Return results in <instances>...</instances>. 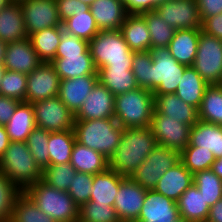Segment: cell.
<instances>
[{
	"mask_svg": "<svg viewBox=\"0 0 222 222\" xmlns=\"http://www.w3.org/2000/svg\"><path fill=\"white\" fill-rule=\"evenodd\" d=\"M157 145L150 127L124 128L121 141L109 159V168L131 177Z\"/></svg>",
	"mask_w": 222,
	"mask_h": 222,
	"instance_id": "obj_1",
	"label": "cell"
},
{
	"mask_svg": "<svg viewBox=\"0 0 222 222\" xmlns=\"http://www.w3.org/2000/svg\"><path fill=\"white\" fill-rule=\"evenodd\" d=\"M76 141L100 152L108 160L119 145L124 128L115 118L75 121Z\"/></svg>",
	"mask_w": 222,
	"mask_h": 222,
	"instance_id": "obj_2",
	"label": "cell"
},
{
	"mask_svg": "<svg viewBox=\"0 0 222 222\" xmlns=\"http://www.w3.org/2000/svg\"><path fill=\"white\" fill-rule=\"evenodd\" d=\"M154 109V95L146 88L115 96L114 118L123 128L149 127Z\"/></svg>",
	"mask_w": 222,
	"mask_h": 222,
	"instance_id": "obj_3",
	"label": "cell"
},
{
	"mask_svg": "<svg viewBox=\"0 0 222 222\" xmlns=\"http://www.w3.org/2000/svg\"><path fill=\"white\" fill-rule=\"evenodd\" d=\"M0 171L22 191L42 180V169L31 155L26 142H10L0 158Z\"/></svg>",
	"mask_w": 222,
	"mask_h": 222,
	"instance_id": "obj_4",
	"label": "cell"
},
{
	"mask_svg": "<svg viewBox=\"0 0 222 222\" xmlns=\"http://www.w3.org/2000/svg\"><path fill=\"white\" fill-rule=\"evenodd\" d=\"M24 192L55 222H78L79 207L68 192L51 187L42 180L30 185Z\"/></svg>",
	"mask_w": 222,
	"mask_h": 222,
	"instance_id": "obj_5",
	"label": "cell"
},
{
	"mask_svg": "<svg viewBox=\"0 0 222 222\" xmlns=\"http://www.w3.org/2000/svg\"><path fill=\"white\" fill-rule=\"evenodd\" d=\"M89 51L97 71L102 67L132 68L134 52L120 30L100 31L89 41Z\"/></svg>",
	"mask_w": 222,
	"mask_h": 222,
	"instance_id": "obj_6",
	"label": "cell"
},
{
	"mask_svg": "<svg viewBox=\"0 0 222 222\" xmlns=\"http://www.w3.org/2000/svg\"><path fill=\"white\" fill-rule=\"evenodd\" d=\"M151 52V92L153 95L175 93L187 66L178 63L168 47H157Z\"/></svg>",
	"mask_w": 222,
	"mask_h": 222,
	"instance_id": "obj_7",
	"label": "cell"
},
{
	"mask_svg": "<svg viewBox=\"0 0 222 222\" xmlns=\"http://www.w3.org/2000/svg\"><path fill=\"white\" fill-rule=\"evenodd\" d=\"M180 162V152L157 145L145 161L131 175V179L146 190H153L158 180Z\"/></svg>",
	"mask_w": 222,
	"mask_h": 222,
	"instance_id": "obj_8",
	"label": "cell"
},
{
	"mask_svg": "<svg viewBox=\"0 0 222 222\" xmlns=\"http://www.w3.org/2000/svg\"><path fill=\"white\" fill-rule=\"evenodd\" d=\"M192 67L208 85L222 84V40L201 31Z\"/></svg>",
	"mask_w": 222,
	"mask_h": 222,
	"instance_id": "obj_9",
	"label": "cell"
},
{
	"mask_svg": "<svg viewBox=\"0 0 222 222\" xmlns=\"http://www.w3.org/2000/svg\"><path fill=\"white\" fill-rule=\"evenodd\" d=\"M32 105L38 128L49 132L73 130L75 115L58 96L33 102Z\"/></svg>",
	"mask_w": 222,
	"mask_h": 222,
	"instance_id": "obj_10",
	"label": "cell"
},
{
	"mask_svg": "<svg viewBox=\"0 0 222 222\" xmlns=\"http://www.w3.org/2000/svg\"><path fill=\"white\" fill-rule=\"evenodd\" d=\"M149 127L158 145L181 153L189 144L192 126L178 123L167 115L159 114L155 109Z\"/></svg>",
	"mask_w": 222,
	"mask_h": 222,
	"instance_id": "obj_11",
	"label": "cell"
},
{
	"mask_svg": "<svg viewBox=\"0 0 222 222\" xmlns=\"http://www.w3.org/2000/svg\"><path fill=\"white\" fill-rule=\"evenodd\" d=\"M155 11L175 29H202L197 0H167L158 4Z\"/></svg>",
	"mask_w": 222,
	"mask_h": 222,
	"instance_id": "obj_12",
	"label": "cell"
},
{
	"mask_svg": "<svg viewBox=\"0 0 222 222\" xmlns=\"http://www.w3.org/2000/svg\"><path fill=\"white\" fill-rule=\"evenodd\" d=\"M19 2L28 37L43 29L62 25L56 0H21Z\"/></svg>",
	"mask_w": 222,
	"mask_h": 222,
	"instance_id": "obj_13",
	"label": "cell"
},
{
	"mask_svg": "<svg viewBox=\"0 0 222 222\" xmlns=\"http://www.w3.org/2000/svg\"><path fill=\"white\" fill-rule=\"evenodd\" d=\"M60 77L51 63L42 62L30 74H27L26 102L33 103L57 97Z\"/></svg>",
	"mask_w": 222,
	"mask_h": 222,
	"instance_id": "obj_14",
	"label": "cell"
},
{
	"mask_svg": "<svg viewBox=\"0 0 222 222\" xmlns=\"http://www.w3.org/2000/svg\"><path fill=\"white\" fill-rule=\"evenodd\" d=\"M146 189L135 183L130 177H124L114 205L120 222H136L144 204Z\"/></svg>",
	"mask_w": 222,
	"mask_h": 222,
	"instance_id": "obj_15",
	"label": "cell"
},
{
	"mask_svg": "<svg viewBox=\"0 0 222 222\" xmlns=\"http://www.w3.org/2000/svg\"><path fill=\"white\" fill-rule=\"evenodd\" d=\"M115 96L99 81L75 114V121L114 118Z\"/></svg>",
	"mask_w": 222,
	"mask_h": 222,
	"instance_id": "obj_16",
	"label": "cell"
},
{
	"mask_svg": "<svg viewBox=\"0 0 222 222\" xmlns=\"http://www.w3.org/2000/svg\"><path fill=\"white\" fill-rule=\"evenodd\" d=\"M179 218L177 202L154 190H147L136 222H175Z\"/></svg>",
	"mask_w": 222,
	"mask_h": 222,
	"instance_id": "obj_17",
	"label": "cell"
},
{
	"mask_svg": "<svg viewBox=\"0 0 222 222\" xmlns=\"http://www.w3.org/2000/svg\"><path fill=\"white\" fill-rule=\"evenodd\" d=\"M97 82L98 72L95 75L63 79L60 81L58 97L75 115Z\"/></svg>",
	"mask_w": 222,
	"mask_h": 222,
	"instance_id": "obj_18",
	"label": "cell"
},
{
	"mask_svg": "<svg viewBox=\"0 0 222 222\" xmlns=\"http://www.w3.org/2000/svg\"><path fill=\"white\" fill-rule=\"evenodd\" d=\"M41 63L29 38L8 43L4 60L6 70L30 74Z\"/></svg>",
	"mask_w": 222,
	"mask_h": 222,
	"instance_id": "obj_19",
	"label": "cell"
},
{
	"mask_svg": "<svg viewBox=\"0 0 222 222\" xmlns=\"http://www.w3.org/2000/svg\"><path fill=\"white\" fill-rule=\"evenodd\" d=\"M90 11L100 31L119 30L128 15L122 0H95Z\"/></svg>",
	"mask_w": 222,
	"mask_h": 222,
	"instance_id": "obj_20",
	"label": "cell"
},
{
	"mask_svg": "<svg viewBox=\"0 0 222 222\" xmlns=\"http://www.w3.org/2000/svg\"><path fill=\"white\" fill-rule=\"evenodd\" d=\"M155 110L161 115H167L178 123L193 126L198 122V109L185 103L175 93L154 95Z\"/></svg>",
	"mask_w": 222,
	"mask_h": 222,
	"instance_id": "obj_21",
	"label": "cell"
},
{
	"mask_svg": "<svg viewBox=\"0 0 222 222\" xmlns=\"http://www.w3.org/2000/svg\"><path fill=\"white\" fill-rule=\"evenodd\" d=\"M194 183L193 174L180 161L158 180L155 192L177 202L180 196Z\"/></svg>",
	"mask_w": 222,
	"mask_h": 222,
	"instance_id": "obj_22",
	"label": "cell"
},
{
	"mask_svg": "<svg viewBox=\"0 0 222 222\" xmlns=\"http://www.w3.org/2000/svg\"><path fill=\"white\" fill-rule=\"evenodd\" d=\"M202 29H176L168 45L170 55L180 64L192 66Z\"/></svg>",
	"mask_w": 222,
	"mask_h": 222,
	"instance_id": "obj_23",
	"label": "cell"
},
{
	"mask_svg": "<svg viewBox=\"0 0 222 222\" xmlns=\"http://www.w3.org/2000/svg\"><path fill=\"white\" fill-rule=\"evenodd\" d=\"M28 38L20 2L11 1L0 9V40L6 43Z\"/></svg>",
	"mask_w": 222,
	"mask_h": 222,
	"instance_id": "obj_24",
	"label": "cell"
},
{
	"mask_svg": "<svg viewBox=\"0 0 222 222\" xmlns=\"http://www.w3.org/2000/svg\"><path fill=\"white\" fill-rule=\"evenodd\" d=\"M187 146L209 150L215 158L222 157V126L198 120L191 127Z\"/></svg>",
	"mask_w": 222,
	"mask_h": 222,
	"instance_id": "obj_25",
	"label": "cell"
},
{
	"mask_svg": "<svg viewBox=\"0 0 222 222\" xmlns=\"http://www.w3.org/2000/svg\"><path fill=\"white\" fill-rule=\"evenodd\" d=\"M119 30L131 51H151L150 34L142 15L128 14Z\"/></svg>",
	"mask_w": 222,
	"mask_h": 222,
	"instance_id": "obj_26",
	"label": "cell"
},
{
	"mask_svg": "<svg viewBox=\"0 0 222 222\" xmlns=\"http://www.w3.org/2000/svg\"><path fill=\"white\" fill-rule=\"evenodd\" d=\"M37 127L32 103L20 102L14 114L5 125L10 142H26Z\"/></svg>",
	"mask_w": 222,
	"mask_h": 222,
	"instance_id": "obj_27",
	"label": "cell"
},
{
	"mask_svg": "<svg viewBox=\"0 0 222 222\" xmlns=\"http://www.w3.org/2000/svg\"><path fill=\"white\" fill-rule=\"evenodd\" d=\"M51 64L54 66L60 80L97 73L89 48L81 55L73 54L65 55V58H55Z\"/></svg>",
	"mask_w": 222,
	"mask_h": 222,
	"instance_id": "obj_28",
	"label": "cell"
},
{
	"mask_svg": "<svg viewBox=\"0 0 222 222\" xmlns=\"http://www.w3.org/2000/svg\"><path fill=\"white\" fill-rule=\"evenodd\" d=\"M123 178L124 176L119 175L110 168L93 175L92 193L89 201L113 206Z\"/></svg>",
	"mask_w": 222,
	"mask_h": 222,
	"instance_id": "obj_29",
	"label": "cell"
},
{
	"mask_svg": "<svg viewBox=\"0 0 222 222\" xmlns=\"http://www.w3.org/2000/svg\"><path fill=\"white\" fill-rule=\"evenodd\" d=\"M97 72L98 81L114 96L139 88L132 68L102 67Z\"/></svg>",
	"mask_w": 222,
	"mask_h": 222,
	"instance_id": "obj_30",
	"label": "cell"
},
{
	"mask_svg": "<svg viewBox=\"0 0 222 222\" xmlns=\"http://www.w3.org/2000/svg\"><path fill=\"white\" fill-rule=\"evenodd\" d=\"M180 218L189 222L206 221L210 207L194 183L180 196L177 201Z\"/></svg>",
	"mask_w": 222,
	"mask_h": 222,
	"instance_id": "obj_31",
	"label": "cell"
},
{
	"mask_svg": "<svg viewBox=\"0 0 222 222\" xmlns=\"http://www.w3.org/2000/svg\"><path fill=\"white\" fill-rule=\"evenodd\" d=\"M70 164L77 172L93 175L109 168V160L100 152L83 146L77 141L74 143Z\"/></svg>",
	"mask_w": 222,
	"mask_h": 222,
	"instance_id": "obj_32",
	"label": "cell"
},
{
	"mask_svg": "<svg viewBox=\"0 0 222 222\" xmlns=\"http://www.w3.org/2000/svg\"><path fill=\"white\" fill-rule=\"evenodd\" d=\"M208 86L192 66H187L175 94L185 103L199 109Z\"/></svg>",
	"mask_w": 222,
	"mask_h": 222,
	"instance_id": "obj_33",
	"label": "cell"
},
{
	"mask_svg": "<svg viewBox=\"0 0 222 222\" xmlns=\"http://www.w3.org/2000/svg\"><path fill=\"white\" fill-rule=\"evenodd\" d=\"M63 32V25H60L43 29L28 37L42 62L51 63L55 59Z\"/></svg>",
	"mask_w": 222,
	"mask_h": 222,
	"instance_id": "obj_34",
	"label": "cell"
},
{
	"mask_svg": "<svg viewBox=\"0 0 222 222\" xmlns=\"http://www.w3.org/2000/svg\"><path fill=\"white\" fill-rule=\"evenodd\" d=\"M75 142L74 130L50 132L48 139L49 165L70 163Z\"/></svg>",
	"mask_w": 222,
	"mask_h": 222,
	"instance_id": "obj_35",
	"label": "cell"
},
{
	"mask_svg": "<svg viewBox=\"0 0 222 222\" xmlns=\"http://www.w3.org/2000/svg\"><path fill=\"white\" fill-rule=\"evenodd\" d=\"M198 119L222 126V84L206 88L198 109Z\"/></svg>",
	"mask_w": 222,
	"mask_h": 222,
	"instance_id": "obj_36",
	"label": "cell"
},
{
	"mask_svg": "<svg viewBox=\"0 0 222 222\" xmlns=\"http://www.w3.org/2000/svg\"><path fill=\"white\" fill-rule=\"evenodd\" d=\"M141 15L145 18L149 30L151 49L168 47L176 29L168 25L155 10L145 12Z\"/></svg>",
	"mask_w": 222,
	"mask_h": 222,
	"instance_id": "obj_37",
	"label": "cell"
},
{
	"mask_svg": "<svg viewBox=\"0 0 222 222\" xmlns=\"http://www.w3.org/2000/svg\"><path fill=\"white\" fill-rule=\"evenodd\" d=\"M62 25L66 33L88 42L100 32L90 9L87 12H79L69 17Z\"/></svg>",
	"mask_w": 222,
	"mask_h": 222,
	"instance_id": "obj_38",
	"label": "cell"
},
{
	"mask_svg": "<svg viewBox=\"0 0 222 222\" xmlns=\"http://www.w3.org/2000/svg\"><path fill=\"white\" fill-rule=\"evenodd\" d=\"M10 222H55L23 191L16 199Z\"/></svg>",
	"mask_w": 222,
	"mask_h": 222,
	"instance_id": "obj_39",
	"label": "cell"
},
{
	"mask_svg": "<svg viewBox=\"0 0 222 222\" xmlns=\"http://www.w3.org/2000/svg\"><path fill=\"white\" fill-rule=\"evenodd\" d=\"M193 181L209 207L222 199V179L217 177L211 169L193 174Z\"/></svg>",
	"mask_w": 222,
	"mask_h": 222,
	"instance_id": "obj_40",
	"label": "cell"
},
{
	"mask_svg": "<svg viewBox=\"0 0 222 222\" xmlns=\"http://www.w3.org/2000/svg\"><path fill=\"white\" fill-rule=\"evenodd\" d=\"M76 172L70 163L49 165L42 171V181L60 191L68 192Z\"/></svg>",
	"mask_w": 222,
	"mask_h": 222,
	"instance_id": "obj_41",
	"label": "cell"
},
{
	"mask_svg": "<svg viewBox=\"0 0 222 222\" xmlns=\"http://www.w3.org/2000/svg\"><path fill=\"white\" fill-rule=\"evenodd\" d=\"M215 160L211 151L199 149L197 146H187L180 153V161L192 174L211 169Z\"/></svg>",
	"mask_w": 222,
	"mask_h": 222,
	"instance_id": "obj_42",
	"label": "cell"
},
{
	"mask_svg": "<svg viewBox=\"0 0 222 222\" xmlns=\"http://www.w3.org/2000/svg\"><path fill=\"white\" fill-rule=\"evenodd\" d=\"M27 74L6 70L0 83V95L26 102Z\"/></svg>",
	"mask_w": 222,
	"mask_h": 222,
	"instance_id": "obj_43",
	"label": "cell"
},
{
	"mask_svg": "<svg viewBox=\"0 0 222 222\" xmlns=\"http://www.w3.org/2000/svg\"><path fill=\"white\" fill-rule=\"evenodd\" d=\"M23 191L0 171V222H9L17 197Z\"/></svg>",
	"mask_w": 222,
	"mask_h": 222,
	"instance_id": "obj_44",
	"label": "cell"
},
{
	"mask_svg": "<svg viewBox=\"0 0 222 222\" xmlns=\"http://www.w3.org/2000/svg\"><path fill=\"white\" fill-rule=\"evenodd\" d=\"M78 222H120L115 208L89 201L79 207Z\"/></svg>",
	"mask_w": 222,
	"mask_h": 222,
	"instance_id": "obj_45",
	"label": "cell"
},
{
	"mask_svg": "<svg viewBox=\"0 0 222 222\" xmlns=\"http://www.w3.org/2000/svg\"><path fill=\"white\" fill-rule=\"evenodd\" d=\"M49 136V131L36 127L26 140L31 155L42 170L49 166Z\"/></svg>",
	"mask_w": 222,
	"mask_h": 222,
	"instance_id": "obj_46",
	"label": "cell"
},
{
	"mask_svg": "<svg viewBox=\"0 0 222 222\" xmlns=\"http://www.w3.org/2000/svg\"><path fill=\"white\" fill-rule=\"evenodd\" d=\"M152 52H134L132 60V72L136 78L137 84L141 88L151 91V65Z\"/></svg>",
	"mask_w": 222,
	"mask_h": 222,
	"instance_id": "obj_47",
	"label": "cell"
},
{
	"mask_svg": "<svg viewBox=\"0 0 222 222\" xmlns=\"http://www.w3.org/2000/svg\"><path fill=\"white\" fill-rule=\"evenodd\" d=\"M92 185L93 174L76 172L74 180L71 182L68 189V194L78 207L89 202L92 193Z\"/></svg>",
	"mask_w": 222,
	"mask_h": 222,
	"instance_id": "obj_48",
	"label": "cell"
},
{
	"mask_svg": "<svg viewBox=\"0 0 222 222\" xmlns=\"http://www.w3.org/2000/svg\"><path fill=\"white\" fill-rule=\"evenodd\" d=\"M89 48V42L65 31L62 33L60 44L57 48L55 58H65V55L83 54Z\"/></svg>",
	"mask_w": 222,
	"mask_h": 222,
	"instance_id": "obj_49",
	"label": "cell"
},
{
	"mask_svg": "<svg viewBox=\"0 0 222 222\" xmlns=\"http://www.w3.org/2000/svg\"><path fill=\"white\" fill-rule=\"evenodd\" d=\"M56 3L58 15L62 23L69 17L79 12H87L90 9L88 4L82 3L79 0H56Z\"/></svg>",
	"mask_w": 222,
	"mask_h": 222,
	"instance_id": "obj_50",
	"label": "cell"
},
{
	"mask_svg": "<svg viewBox=\"0 0 222 222\" xmlns=\"http://www.w3.org/2000/svg\"><path fill=\"white\" fill-rule=\"evenodd\" d=\"M202 22L211 16L222 14V0H197Z\"/></svg>",
	"mask_w": 222,
	"mask_h": 222,
	"instance_id": "obj_51",
	"label": "cell"
},
{
	"mask_svg": "<svg viewBox=\"0 0 222 222\" xmlns=\"http://www.w3.org/2000/svg\"><path fill=\"white\" fill-rule=\"evenodd\" d=\"M125 8L128 14H143L154 11L157 7L156 0H126Z\"/></svg>",
	"mask_w": 222,
	"mask_h": 222,
	"instance_id": "obj_52",
	"label": "cell"
},
{
	"mask_svg": "<svg viewBox=\"0 0 222 222\" xmlns=\"http://www.w3.org/2000/svg\"><path fill=\"white\" fill-rule=\"evenodd\" d=\"M202 32L222 40V14L206 18L202 22Z\"/></svg>",
	"mask_w": 222,
	"mask_h": 222,
	"instance_id": "obj_53",
	"label": "cell"
},
{
	"mask_svg": "<svg viewBox=\"0 0 222 222\" xmlns=\"http://www.w3.org/2000/svg\"><path fill=\"white\" fill-rule=\"evenodd\" d=\"M20 101L0 95V124L6 125Z\"/></svg>",
	"mask_w": 222,
	"mask_h": 222,
	"instance_id": "obj_54",
	"label": "cell"
},
{
	"mask_svg": "<svg viewBox=\"0 0 222 222\" xmlns=\"http://www.w3.org/2000/svg\"><path fill=\"white\" fill-rule=\"evenodd\" d=\"M207 221L222 222V199H220L212 207H210Z\"/></svg>",
	"mask_w": 222,
	"mask_h": 222,
	"instance_id": "obj_55",
	"label": "cell"
},
{
	"mask_svg": "<svg viewBox=\"0 0 222 222\" xmlns=\"http://www.w3.org/2000/svg\"><path fill=\"white\" fill-rule=\"evenodd\" d=\"M10 143L9 136L6 132L5 126L0 124V158L8 148Z\"/></svg>",
	"mask_w": 222,
	"mask_h": 222,
	"instance_id": "obj_56",
	"label": "cell"
},
{
	"mask_svg": "<svg viewBox=\"0 0 222 222\" xmlns=\"http://www.w3.org/2000/svg\"><path fill=\"white\" fill-rule=\"evenodd\" d=\"M211 170L217 177L222 179V157L216 158L215 162L211 165Z\"/></svg>",
	"mask_w": 222,
	"mask_h": 222,
	"instance_id": "obj_57",
	"label": "cell"
},
{
	"mask_svg": "<svg viewBox=\"0 0 222 222\" xmlns=\"http://www.w3.org/2000/svg\"><path fill=\"white\" fill-rule=\"evenodd\" d=\"M7 45L8 43L3 40H0V64H4Z\"/></svg>",
	"mask_w": 222,
	"mask_h": 222,
	"instance_id": "obj_58",
	"label": "cell"
},
{
	"mask_svg": "<svg viewBox=\"0 0 222 222\" xmlns=\"http://www.w3.org/2000/svg\"><path fill=\"white\" fill-rule=\"evenodd\" d=\"M5 72H6V68H5L4 64H0V83H1V80H2Z\"/></svg>",
	"mask_w": 222,
	"mask_h": 222,
	"instance_id": "obj_59",
	"label": "cell"
},
{
	"mask_svg": "<svg viewBox=\"0 0 222 222\" xmlns=\"http://www.w3.org/2000/svg\"><path fill=\"white\" fill-rule=\"evenodd\" d=\"M10 2H11V0H0V9L7 6Z\"/></svg>",
	"mask_w": 222,
	"mask_h": 222,
	"instance_id": "obj_60",
	"label": "cell"
},
{
	"mask_svg": "<svg viewBox=\"0 0 222 222\" xmlns=\"http://www.w3.org/2000/svg\"><path fill=\"white\" fill-rule=\"evenodd\" d=\"M79 1L82 3H86L90 6L95 0H79Z\"/></svg>",
	"mask_w": 222,
	"mask_h": 222,
	"instance_id": "obj_61",
	"label": "cell"
},
{
	"mask_svg": "<svg viewBox=\"0 0 222 222\" xmlns=\"http://www.w3.org/2000/svg\"><path fill=\"white\" fill-rule=\"evenodd\" d=\"M167 0H156V5L160 4V3H164L166 2Z\"/></svg>",
	"mask_w": 222,
	"mask_h": 222,
	"instance_id": "obj_62",
	"label": "cell"
},
{
	"mask_svg": "<svg viewBox=\"0 0 222 222\" xmlns=\"http://www.w3.org/2000/svg\"><path fill=\"white\" fill-rule=\"evenodd\" d=\"M175 222H189V221H187V220H185V219H183V218H179L177 221H175Z\"/></svg>",
	"mask_w": 222,
	"mask_h": 222,
	"instance_id": "obj_63",
	"label": "cell"
}]
</instances>
